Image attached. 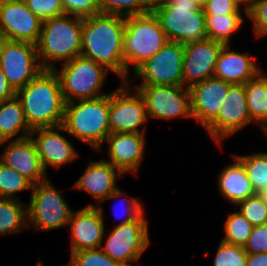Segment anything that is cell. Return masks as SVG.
I'll return each mask as SVG.
<instances>
[{"label": "cell", "mask_w": 267, "mask_h": 266, "mask_svg": "<svg viewBox=\"0 0 267 266\" xmlns=\"http://www.w3.org/2000/svg\"><path fill=\"white\" fill-rule=\"evenodd\" d=\"M212 264L213 266H247V252L243 246L220 240Z\"/></svg>", "instance_id": "cell-35"}, {"label": "cell", "mask_w": 267, "mask_h": 266, "mask_svg": "<svg viewBox=\"0 0 267 266\" xmlns=\"http://www.w3.org/2000/svg\"><path fill=\"white\" fill-rule=\"evenodd\" d=\"M16 96V91L9 84L3 71L0 69V102Z\"/></svg>", "instance_id": "cell-42"}, {"label": "cell", "mask_w": 267, "mask_h": 266, "mask_svg": "<svg viewBox=\"0 0 267 266\" xmlns=\"http://www.w3.org/2000/svg\"><path fill=\"white\" fill-rule=\"evenodd\" d=\"M249 52H236L231 44L221 49L214 71V77L230 84H245L255 78L263 69Z\"/></svg>", "instance_id": "cell-23"}, {"label": "cell", "mask_w": 267, "mask_h": 266, "mask_svg": "<svg viewBox=\"0 0 267 266\" xmlns=\"http://www.w3.org/2000/svg\"><path fill=\"white\" fill-rule=\"evenodd\" d=\"M194 1L199 5V7L202 8L208 0H194Z\"/></svg>", "instance_id": "cell-46"}, {"label": "cell", "mask_w": 267, "mask_h": 266, "mask_svg": "<svg viewBox=\"0 0 267 266\" xmlns=\"http://www.w3.org/2000/svg\"><path fill=\"white\" fill-rule=\"evenodd\" d=\"M33 184L15 169L0 162V198L21 200L18 193L32 191Z\"/></svg>", "instance_id": "cell-31"}, {"label": "cell", "mask_w": 267, "mask_h": 266, "mask_svg": "<svg viewBox=\"0 0 267 266\" xmlns=\"http://www.w3.org/2000/svg\"><path fill=\"white\" fill-rule=\"evenodd\" d=\"M127 195L126 192H124L123 190L120 189V187H118L114 192H112L105 200H110V199H116V204H113L114 206L112 207L113 211H114V215H115V219L120 220L119 223H117V225H121V224H126L129 223L131 221H134L135 219H137L143 212H145V208L143 207V203H141V201L138 198L135 197H131L127 195V198H123V196ZM121 199H120V198ZM119 198V199H118ZM119 200V201H118ZM120 202V203H119ZM115 203V202H114ZM122 207H121V205ZM116 205V206H115ZM118 205H120L119 207H117ZM117 208H120V212L118 210L117 212ZM121 215V216H120ZM121 218H120V217ZM123 217V218H122Z\"/></svg>", "instance_id": "cell-33"}, {"label": "cell", "mask_w": 267, "mask_h": 266, "mask_svg": "<svg viewBox=\"0 0 267 266\" xmlns=\"http://www.w3.org/2000/svg\"><path fill=\"white\" fill-rule=\"evenodd\" d=\"M82 23L83 18L67 14L42 21L36 48L43 70H54L57 64L80 56Z\"/></svg>", "instance_id": "cell-3"}, {"label": "cell", "mask_w": 267, "mask_h": 266, "mask_svg": "<svg viewBox=\"0 0 267 266\" xmlns=\"http://www.w3.org/2000/svg\"><path fill=\"white\" fill-rule=\"evenodd\" d=\"M145 100L148 120L192 117L190 93L185 86H132Z\"/></svg>", "instance_id": "cell-13"}, {"label": "cell", "mask_w": 267, "mask_h": 266, "mask_svg": "<svg viewBox=\"0 0 267 266\" xmlns=\"http://www.w3.org/2000/svg\"><path fill=\"white\" fill-rule=\"evenodd\" d=\"M146 134L112 133L104 143L107 145L108 158L105 161L113 164L123 175L138 174L145 157Z\"/></svg>", "instance_id": "cell-20"}, {"label": "cell", "mask_w": 267, "mask_h": 266, "mask_svg": "<svg viewBox=\"0 0 267 266\" xmlns=\"http://www.w3.org/2000/svg\"><path fill=\"white\" fill-rule=\"evenodd\" d=\"M70 256L71 259L66 266H124L114 261L100 248L73 252Z\"/></svg>", "instance_id": "cell-36"}, {"label": "cell", "mask_w": 267, "mask_h": 266, "mask_svg": "<svg viewBox=\"0 0 267 266\" xmlns=\"http://www.w3.org/2000/svg\"><path fill=\"white\" fill-rule=\"evenodd\" d=\"M244 84H231L217 118L205 129L218 147L225 138L234 136L252 124Z\"/></svg>", "instance_id": "cell-14"}, {"label": "cell", "mask_w": 267, "mask_h": 266, "mask_svg": "<svg viewBox=\"0 0 267 266\" xmlns=\"http://www.w3.org/2000/svg\"><path fill=\"white\" fill-rule=\"evenodd\" d=\"M36 266H44L43 263L41 261H38V263L36 264Z\"/></svg>", "instance_id": "cell-48"}, {"label": "cell", "mask_w": 267, "mask_h": 266, "mask_svg": "<svg viewBox=\"0 0 267 266\" xmlns=\"http://www.w3.org/2000/svg\"><path fill=\"white\" fill-rule=\"evenodd\" d=\"M42 20L23 0H0V38L37 44Z\"/></svg>", "instance_id": "cell-15"}, {"label": "cell", "mask_w": 267, "mask_h": 266, "mask_svg": "<svg viewBox=\"0 0 267 266\" xmlns=\"http://www.w3.org/2000/svg\"><path fill=\"white\" fill-rule=\"evenodd\" d=\"M235 3H237L245 13L244 15L247 16V11L250 8L252 0H233Z\"/></svg>", "instance_id": "cell-44"}, {"label": "cell", "mask_w": 267, "mask_h": 266, "mask_svg": "<svg viewBox=\"0 0 267 266\" xmlns=\"http://www.w3.org/2000/svg\"><path fill=\"white\" fill-rule=\"evenodd\" d=\"M54 72L58 75L66 103L110 94L101 93L110 71L93 60L78 56L63 63L59 70L57 66Z\"/></svg>", "instance_id": "cell-7"}, {"label": "cell", "mask_w": 267, "mask_h": 266, "mask_svg": "<svg viewBox=\"0 0 267 266\" xmlns=\"http://www.w3.org/2000/svg\"><path fill=\"white\" fill-rule=\"evenodd\" d=\"M16 97L31 130L62 125L66 102L54 70L40 72L16 91Z\"/></svg>", "instance_id": "cell-2"}, {"label": "cell", "mask_w": 267, "mask_h": 266, "mask_svg": "<svg viewBox=\"0 0 267 266\" xmlns=\"http://www.w3.org/2000/svg\"><path fill=\"white\" fill-rule=\"evenodd\" d=\"M148 121L145 100L128 82H122L120 87L110 92V134H146L147 126L143 125Z\"/></svg>", "instance_id": "cell-11"}, {"label": "cell", "mask_w": 267, "mask_h": 266, "mask_svg": "<svg viewBox=\"0 0 267 266\" xmlns=\"http://www.w3.org/2000/svg\"><path fill=\"white\" fill-rule=\"evenodd\" d=\"M27 203L28 229L47 232L68 225L73 209L49 178L34 184Z\"/></svg>", "instance_id": "cell-8"}, {"label": "cell", "mask_w": 267, "mask_h": 266, "mask_svg": "<svg viewBox=\"0 0 267 266\" xmlns=\"http://www.w3.org/2000/svg\"><path fill=\"white\" fill-rule=\"evenodd\" d=\"M3 144L0 162L5 166L15 169L33 185L48 178L41 165L37 147L31 136L19 140L0 142V146Z\"/></svg>", "instance_id": "cell-21"}, {"label": "cell", "mask_w": 267, "mask_h": 266, "mask_svg": "<svg viewBox=\"0 0 267 266\" xmlns=\"http://www.w3.org/2000/svg\"><path fill=\"white\" fill-rule=\"evenodd\" d=\"M153 0H98L100 13L123 17L151 12Z\"/></svg>", "instance_id": "cell-30"}, {"label": "cell", "mask_w": 267, "mask_h": 266, "mask_svg": "<svg viewBox=\"0 0 267 266\" xmlns=\"http://www.w3.org/2000/svg\"><path fill=\"white\" fill-rule=\"evenodd\" d=\"M246 17L252 23L255 39L267 37V0H252Z\"/></svg>", "instance_id": "cell-37"}, {"label": "cell", "mask_w": 267, "mask_h": 266, "mask_svg": "<svg viewBox=\"0 0 267 266\" xmlns=\"http://www.w3.org/2000/svg\"><path fill=\"white\" fill-rule=\"evenodd\" d=\"M224 236L222 241L244 246L252 232L253 225L238 211L230 212L224 223Z\"/></svg>", "instance_id": "cell-32"}, {"label": "cell", "mask_w": 267, "mask_h": 266, "mask_svg": "<svg viewBox=\"0 0 267 266\" xmlns=\"http://www.w3.org/2000/svg\"><path fill=\"white\" fill-rule=\"evenodd\" d=\"M247 266H267V252L258 254L247 253Z\"/></svg>", "instance_id": "cell-43"}, {"label": "cell", "mask_w": 267, "mask_h": 266, "mask_svg": "<svg viewBox=\"0 0 267 266\" xmlns=\"http://www.w3.org/2000/svg\"><path fill=\"white\" fill-rule=\"evenodd\" d=\"M28 229L27 204L21 200L0 198V236L19 234Z\"/></svg>", "instance_id": "cell-27"}, {"label": "cell", "mask_w": 267, "mask_h": 266, "mask_svg": "<svg viewBox=\"0 0 267 266\" xmlns=\"http://www.w3.org/2000/svg\"><path fill=\"white\" fill-rule=\"evenodd\" d=\"M183 44L167 41L166 44L147 61L141 64L134 72L141 83L131 86H183Z\"/></svg>", "instance_id": "cell-10"}, {"label": "cell", "mask_w": 267, "mask_h": 266, "mask_svg": "<svg viewBox=\"0 0 267 266\" xmlns=\"http://www.w3.org/2000/svg\"><path fill=\"white\" fill-rule=\"evenodd\" d=\"M20 100L15 96L0 102V142L31 135Z\"/></svg>", "instance_id": "cell-25"}, {"label": "cell", "mask_w": 267, "mask_h": 266, "mask_svg": "<svg viewBox=\"0 0 267 266\" xmlns=\"http://www.w3.org/2000/svg\"><path fill=\"white\" fill-rule=\"evenodd\" d=\"M234 162L221 170L217 177V188L221 197L235 206L242 200L255 195L242 163L232 154Z\"/></svg>", "instance_id": "cell-24"}, {"label": "cell", "mask_w": 267, "mask_h": 266, "mask_svg": "<svg viewBox=\"0 0 267 266\" xmlns=\"http://www.w3.org/2000/svg\"><path fill=\"white\" fill-rule=\"evenodd\" d=\"M259 195L262 197L265 205L267 206V188L262 190Z\"/></svg>", "instance_id": "cell-45"}, {"label": "cell", "mask_w": 267, "mask_h": 266, "mask_svg": "<svg viewBox=\"0 0 267 266\" xmlns=\"http://www.w3.org/2000/svg\"><path fill=\"white\" fill-rule=\"evenodd\" d=\"M224 44L206 38L183 45V86L190 87L214 77L218 55Z\"/></svg>", "instance_id": "cell-18"}, {"label": "cell", "mask_w": 267, "mask_h": 266, "mask_svg": "<svg viewBox=\"0 0 267 266\" xmlns=\"http://www.w3.org/2000/svg\"><path fill=\"white\" fill-rule=\"evenodd\" d=\"M27 7L42 21L64 15L61 0H23Z\"/></svg>", "instance_id": "cell-38"}, {"label": "cell", "mask_w": 267, "mask_h": 266, "mask_svg": "<svg viewBox=\"0 0 267 266\" xmlns=\"http://www.w3.org/2000/svg\"><path fill=\"white\" fill-rule=\"evenodd\" d=\"M263 133L266 134L265 136L267 137V126L263 129Z\"/></svg>", "instance_id": "cell-47"}, {"label": "cell", "mask_w": 267, "mask_h": 266, "mask_svg": "<svg viewBox=\"0 0 267 266\" xmlns=\"http://www.w3.org/2000/svg\"><path fill=\"white\" fill-rule=\"evenodd\" d=\"M104 214L101 205H86L72 211L67 225L70 231V254L100 248L106 232Z\"/></svg>", "instance_id": "cell-16"}, {"label": "cell", "mask_w": 267, "mask_h": 266, "mask_svg": "<svg viewBox=\"0 0 267 266\" xmlns=\"http://www.w3.org/2000/svg\"><path fill=\"white\" fill-rule=\"evenodd\" d=\"M246 170L255 193L267 188V151L247 155L233 154Z\"/></svg>", "instance_id": "cell-29"}, {"label": "cell", "mask_w": 267, "mask_h": 266, "mask_svg": "<svg viewBox=\"0 0 267 266\" xmlns=\"http://www.w3.org/2000/svg\"><path fill=\"white\" fill-rule=\"evenodd\" d=\"M125 17L98 13L83 19L80 56L93 60L127 82L124 65Z\"/></svg>", "instance_id": "cell-1"}, {"label": "cell", "mask_w": 267, "mask_h": 266, "mask_svg": "<svg viewBox=\"0 0 267 266\" xmlns=\"http://www.w3.org/2000/svg\"><path fill=\"white\" fill-rule=\"evenodd\" d=\"M151 12L168 41L184 45L208 38L206 15L194 0H153Z\"/></svg>", "instance_id": "cell-5"}, {"label": "cell", "mask_w": 267, "mask_h": 266, "mask_svg": "<svg viewBox=\"0 0 267 266\" xmlns=\"http://www.w3.org/2000/svg\"><path fill=\"white\" fill-rule=\"evenodd\" d=\"M0 69L17 91L43 71L35 44L0 38Z\"/></svg>", "instance_id": "cell-12"}, {"label": "cell", "mask_w": 267, "mask_h": 266, "mask_svg": "<svg viewBox=\"0 0 267 266\" xmlns=\"http://www.w3.org/2000/svg\"><path fill=\"white\" fill-rule=\"evenodd\" d=\"M244 89L251 120L263 131L267 126V73L261 71L248 80Z\"/></svg>", "instance_id": "cell-26"}, {"label": "cell", "mask_w": 267, "mask_h": 266, "mask_svg": "<svg viewBox=\"0 0 267 266\" xmlns=\"http://www.w3.org/2000/svg\"><path fill=\"white\" fill-rule=\"evenodd\" d=\"M62 132H66L62 125L37 128L31 132L30 136L35 142L41 165L47 175L49 167L60 169L80 156L71 140L62 135Z\"/></svg>", "instance_id": "cell-17"}, {"label": "cell", "mask_w": 267, "mask_h": 266, "mask_svg": "<svg viewBox=\"0 0 267 266\" xmlns=\"http://www.w3.org/2000/svg\"><path fill=\"white\" fill-rule=\"evenodd\" d=\"M109 104L110 94L66 103L62 122L65 133L100 153L110 135Z\"/></svg>", "instance_id": "cell-4"}, {"label": "cell", "mask_w": 267, "mask_h": 266, "mask_svg": "<svg viewBox=\"0 0 267 266\" xmlns=\"http://www.w3.org/2000/svg\"><path fill=\"white\" fill-rule=\"evenodd\" d=\"M122 176L123 174L113 164L104 159L91 160L83 174L71 187L85 191L96 201V204L91 203L87 206H98L118 188L117 179Z\"/></svg>", "instance_id": "cell-22"}, {"label": "cell", "mask_w": 267, "mask_h": 266, "mask_svg": "<svg viewBox=\"0 0 267 266\" xmlns=\"http://www.w3.org/2000/svg\"><path fill=\"white\" fill-rule=\"evenodd\" d=\"M64 13L87 18L100 13L98 0H61Z\"/></svg>", "instance_id": "cell-39"}, {"label": "cell", "mask_w": 267, "mask_h": 266, "mask_svg": "<svg viewBox=\"0 0 267 266\" xmlns=\"http://www.w3.org/2000/svg\"><path fill=\"white\" fill-rule=\"evenodd\" d=\"M202 9L205 15L242 14V8L233 0H208Z\"/></svg>", "instance_id": "cell-41"}, {"label": "cell", "mask_w": 267, "mask_h": 266, "mask_svg": "<svg viewBox=\"0 0 267 266\" xmlns=\"http://www.w3.org/2000/svg\"><path fill=\"white\" fill-rule=\"evenodd\" d=\"M243 249L251 254L267 252V224L253 227Z\"/></svg>", "instance_id": "cell-40"}, {"label": "cell", "mask_w": 267, "mask_h": 266, "mask_svg": "<svg viewBox=\"0 0 267 266\" xmlns=\"http://www.w3.org/2000/svg\"><path fill=\"white\" fill-rule=\"evenodd\" d=\"M243 22H245V18L242 14L206 15L207 37L228 45L233 34L243 26Z\"/></svg>", "instance_id": "cell-28"}, {"label": "cell", "mask_w": 267, "mask_h": 266, "mask_svg": "<svg viewBox=\"0 0 267 266\" xmlns=\"http://www.w3.org/2000/svg\"><path fill=\"white\" fill-rule=\"evenodd\" d=\"M238 212L253 226L267 224V206L262 197L256 193L235 205Z\"/></svg>", "instance_id": "cell-34"}, {"label": "cell", "mask_w": 267, "mask_h": 266, "mask_svg": "<svg viewBox=\"0 0 267 266\" xmlns=\"http://www.w3.org/2000/svg\"><path fill=\"white\" fill-rule=\"evenodd\" d=\"M167 41L168 39L160 27L158 19L152 12L125 17L123 48L127 82L130 80V71L134 72L141 64L158 52ZM130 68L132 69L130 70Z\"/></svg>", "instance_id": "cell-6"}, {"label": "cell", "mask_w": 267, "mask_h": 266, "mask_svg": "<svg viewBox=\"0 0 267 266\" xmlns=\"http://www.w3.org/2000/svg\"><path fill=\"white\" fill-rule=\"evenodd\" d=\"M231 84L216 78H207L190 86L193 119L206 129L216 118Z\"/></svg>", "instance_id": "cell-19"}, {"label": "cell", "mask_w": 267, "mask_h": 266, "mask_svg": "<svg viewBox=\"0 0 267 266\" xmlns=\"http://www.w3.org/2000/svg\"><path fill=\"white\" fill-rule=\"evenodd\" d=\"M145 214L143 212L129 223L116 224L105 238V243L102 241L100 249L124 266H140L138 261L151 244L149 221Z\"/></svg>", "instance_id": "cell-9"}]
</instances>
